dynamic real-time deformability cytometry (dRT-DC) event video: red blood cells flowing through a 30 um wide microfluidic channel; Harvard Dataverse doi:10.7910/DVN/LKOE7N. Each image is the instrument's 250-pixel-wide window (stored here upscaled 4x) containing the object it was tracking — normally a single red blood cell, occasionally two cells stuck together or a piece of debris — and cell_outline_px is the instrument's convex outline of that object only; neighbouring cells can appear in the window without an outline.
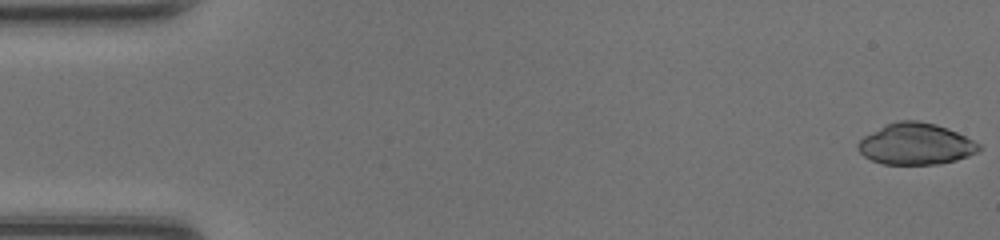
{"species": "common noctule bat (a hibernating species)", "species_latin": "Nyctalus noctula", "temperature_condition": "room temperature", "stored_images_in_passage": 47, "camera_frame_rate_fps": 3000, "um_per_image_px": 0.085, "animal": {"sex": "female", "body_mass_g": 20.0, "forearm_length_mm": 54.0}, "frame": {"image": 1, "passage_image": 1, "time_ms": 0.0, "image_size_px": [1000, 240], "cell_outline_px": [[980, 152], [956, 160], [936, 164], [884, 164], [872, 160], [864, 156], [856, 148], [856, 144], [864, 136], [884, 124], [896, 120], [916, 120], [936, 124], [948, 128], [980, 144]], "centroid_in_image_um": [77.82, 12.23], "position_along_channel_um": 7.2, "area_um2": 29.25}}
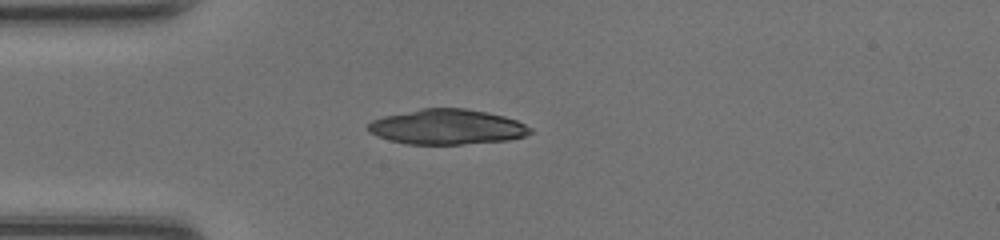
{"frame": {"image": 2, "passage_image": 13, "time_ms": 4.0, "image_size_px": [1000, 240], "cell_outline_px": [[532, 132], [524, 136], [508, 140], [460, 144], [404, 144], [388, 140], [376, 136], [368, 132], [368, 124], [372, 120], [384, 116], [420, 108], [464, 108], [488, 112], [504, 116], [516, 120], [532, 128]], "centroid_in_image_um": [37.97, 10.78], "position_along_channel_um": 47.0, "area_um2": 33.29}}
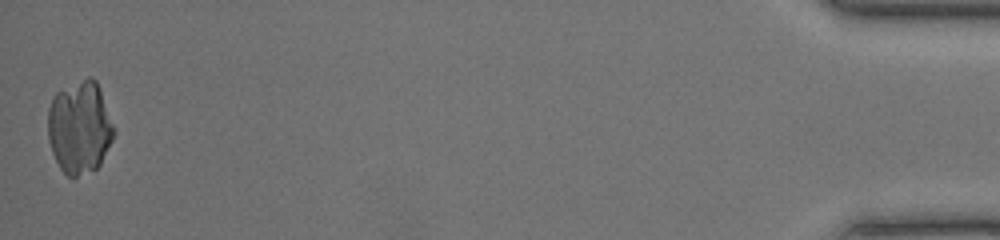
{"frame": {"image": 3, "passage_image": 47, "time_ms": 15.333, "image_size_px": [1000, 240], "cell_outline_px": [[116, 132], [100, 164], [96, 168], [76, 176], [68, 176], [60, 168], [52, 152], [48, 140], [48, 108], [56, 92], [88, 76], [92, 76], [96, 80], [100, 88]], "centroid_in_image_um": [6.77, 10.8], "position_along_channel_um": 428.4, "area_um2": 35.55}}